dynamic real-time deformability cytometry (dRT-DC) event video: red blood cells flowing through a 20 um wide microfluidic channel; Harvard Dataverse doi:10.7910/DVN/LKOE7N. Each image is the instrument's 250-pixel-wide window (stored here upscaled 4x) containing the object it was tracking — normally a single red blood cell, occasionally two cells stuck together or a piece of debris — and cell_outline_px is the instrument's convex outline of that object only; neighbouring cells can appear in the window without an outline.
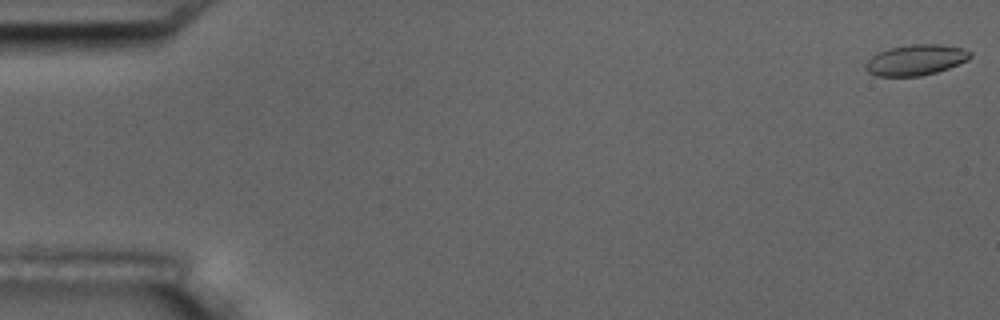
{"species": "common noctule bat (a hibernating species)", "species_latin": "Nyctalus noctula", "temperature_condition": "room temperature", "stored_images_in_passage": 8, "camera_frame_rate_fps": 3000, "um_per_image_px": 0.085, "animal": {"sex": "male", "body_mass_g": 17.5, "forearm_length_mm": 52.3}, "frame": {"image": 1, "passage_image": 1, "time_ms": 0.0, "image_size_px": [1000, 320], "cell_outline_px": [[972, 56], [968, 60], [948, 68], [936, 72], [920, 76], [876, 76], [868, 72], [864, 68], [864, 64], [872, 56], [888, 48], [912, 44], [940, 44], [960, 48], [972, 52]], "centroid_in_image_um": [77.83, 5.1], "position_along_channel_um": 7.2, "area_um2": 18.67}}
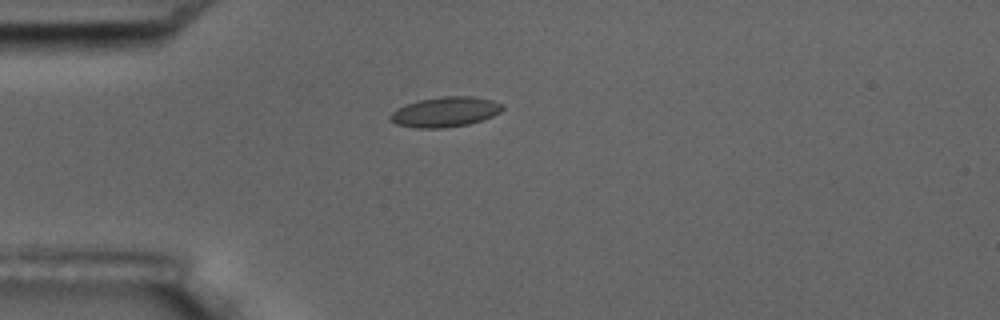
{"frame": {"image": 2, "passage_image": 5, "time_ms": 4.667, "image_size_px": [1000, 320], "cell_outline_px": [[504, 108], [500, 112], [492, 116], [468, 124], [444, 128], [416, 128], [396, 124], [388, 120], [388, 116], [396, 108], [404, 104], [420, 100], [444, 96], [472, 96], [492, 100], [504, 104]], "centroid_in_image_um": [37.8, 9.51], "position_along_channel_um": 47.2, "area_um2": 19.77}}